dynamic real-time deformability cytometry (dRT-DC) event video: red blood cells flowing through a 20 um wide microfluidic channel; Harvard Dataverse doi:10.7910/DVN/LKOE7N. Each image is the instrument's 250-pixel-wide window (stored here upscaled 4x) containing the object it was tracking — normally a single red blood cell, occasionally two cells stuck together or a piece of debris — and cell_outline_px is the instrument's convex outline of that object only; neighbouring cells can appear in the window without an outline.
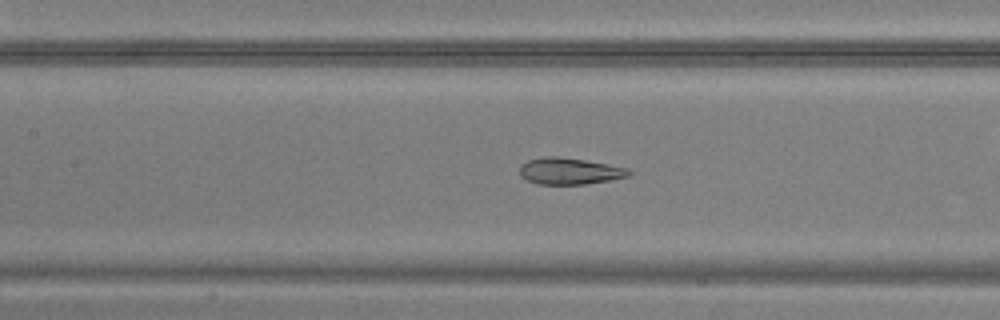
{"species": "common noctule bat (a hibernating species)", "species_latin": "Nyctalus noctula", "temperature_condition": "warm", "stored_images_in_passage": 36, "segment_of_instrument_passage": [1, 2], "camera_frame_rate_fps": 3000, "um_per_image_px": 0.085, "animal": {"sex": "male", "body_mass_g": 20.5, "forearm_length_mm": 52.5}, "frame": {"image": 1, "passage_image": 8, "time_ms": 2.333, "image_size_px": [1000, 320], "cell_outline_px": [[632, 172], [628, 176], [608, 180], [584, 184], [536, 184], [520, 176], [520, 164], [528, 160], [548, 156], [556, 156], [584, 160], [608, 164], [628, 168]], "centroid_in_image_um": [48.39, 14.54], "position_along_channel_um": 159.0, "area_um2": 16.76}}
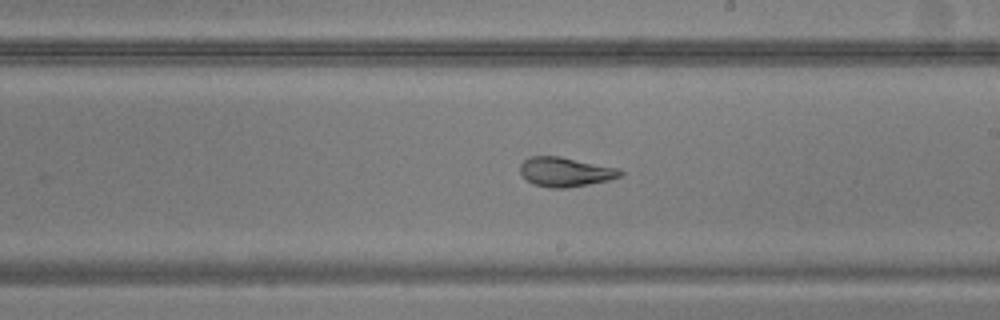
{"frame": {"image": 2, "passage_image": 14, "time_ms": 4.333, "image_size_px": [1000, 320], "cell_outline_px": [[624, 176], [608, 180], [588, 184], [564, 188], [552, 188], [532, 184], [520, 172], [520, 164], [524, 160], [532, 156], [560, 156], [620, 168], [624, 172]], "centroid_in_image_um": [48.1, 14.6], "position_along_channel_um": 240.9, "area_um2": 17.22}}
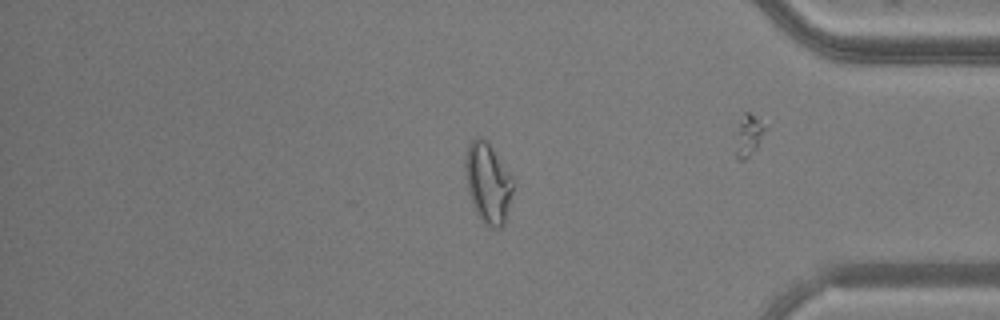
{"frame": {"image": 3, "passage_image": 27, "time_ms": 8.667, "image_size_px": [1000, 320], "cell_outline_px": [[516, 184], [504, 224], [500, 228], [488, 228], [480, 220], [472, 204], [468, 192], [464, 168], [464, 160], [468, 144], [476, 136], [484, 136], [512, 176]], "centroid_in_image_um": [41.48, 15.55], "position_along_channel_um": 393.7, "area_um2": 23.0}}